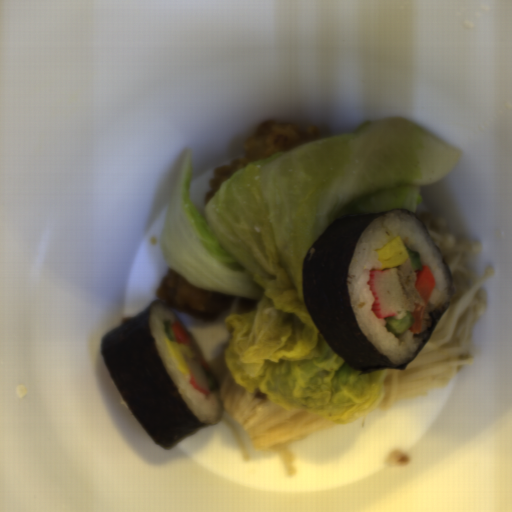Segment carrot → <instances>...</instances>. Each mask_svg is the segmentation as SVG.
<instances>
[{
  "mask_svg": "<svg viewBox=\"0 0 512 512\" xmlns=\"http://www.w3.org/2000/svg\"><path fill=\"white\" fill-rule=\"evenodd\" d=\"M416 274L415 288L420 294L424 304L430 302L436 280L430 268L422 265L421 269H413Z\"/></svg>",
  "mask_w": 512,
  "mask_h": 512,
  "instance_id": "1",
  "label": "carrot"
},
{
  "mask_svg": "<svg viewBox=\"0 0 512 512\" xmlns=\"http://www.w3.org/2000/svg\"><path fill=\"white\" fill-rule=\"evenodd\" d=\"M424 310V306H418L414 303V310L411 311L414 323L408 329L415 334H421L423 332Z\"/></svg>",
  "mask_w": 512,
  "mask_h": 512,
  "instance_id": "2",
  "label": "carrot"
},
{
  "mask_svg": "<svg viewBox=\"0 0 512 512\" xmlns=\"http://www.w3.org/2000/svg\"><path fill=\"white\" fill-rule=\"evenodd\" d=\"M172 333L176 339V343H181L185 346H188L190 349L192 344V337L180 323L175 322L172 324Z\"/></svg>",
  "mask_w": 512,
  "mask_h": 512,
  "instance_id": "3",
  "label": "carrot"
},
{
  "mask_svg": "<svg viewBox=\"0 0 512 512\" xmlns=\"http://www.w3.org/2000/svg\"><path fill=\"white\" fill-rule=\"evenodd\" d=\"M199 363L204 371H209L212 373V368L207 361L200 359Z\"/></svg>",
  "mask_w": 512,
  "mask_h": 512,
  "instance_id": "4",
  "label": "carrot"
}]
</instances>
